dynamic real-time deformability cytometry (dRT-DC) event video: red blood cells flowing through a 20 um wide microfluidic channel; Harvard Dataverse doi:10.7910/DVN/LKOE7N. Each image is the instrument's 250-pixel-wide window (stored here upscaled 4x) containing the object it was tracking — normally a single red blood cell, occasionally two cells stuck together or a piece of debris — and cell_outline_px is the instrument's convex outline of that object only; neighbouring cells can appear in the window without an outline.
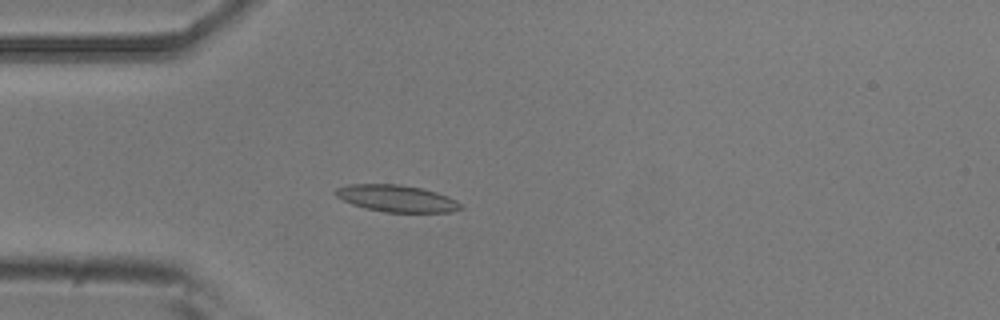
{"species": "common noctule bat (a hibernating species)", "species_latin": "Nyctalus noctula", "temperature_condition": "room temperature", "stored_images_in_passage": 4, "camera_frame_rate_fps": 3000, "um_per_image_px": 0.085, "animal": {"sex": "male", "body_mass_g": 20.5, "forearm_length_mm": 52.5}, "frame": {"image": 1, "passage_image": 4, "time_ms": 1.0, "image_size_px": [1000, 320], "cell_outline_px": [[464, 208], [452, 212], [384, 212], [364, 208], [352, 204], [336, 196], [332, 192], [336, 188], [348, 184], [400, 184], [424, 188], [448, 196], [456, 200]], "centroid_in_image_um": [33.71, 16.86], "position_along_channel_um": 51.3, "area_um2": 19.77}}